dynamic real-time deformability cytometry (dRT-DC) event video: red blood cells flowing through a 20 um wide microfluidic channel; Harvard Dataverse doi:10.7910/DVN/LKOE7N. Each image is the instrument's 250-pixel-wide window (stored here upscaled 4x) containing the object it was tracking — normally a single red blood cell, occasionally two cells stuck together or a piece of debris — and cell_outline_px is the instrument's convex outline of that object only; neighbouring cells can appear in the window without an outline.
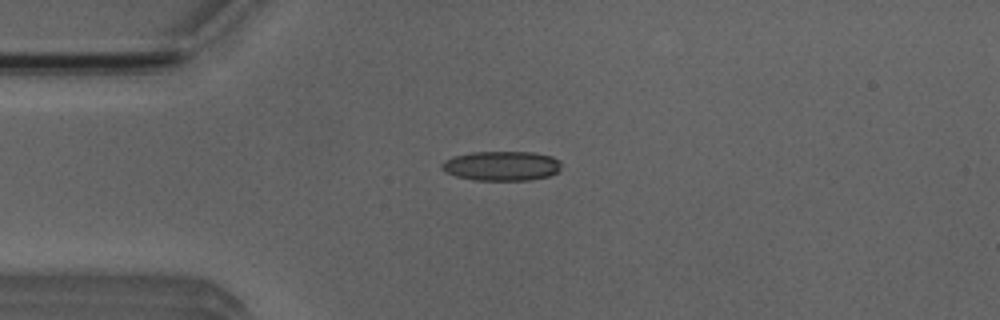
{"species": "Egyptian fruit bat (a non-hibernating species)", "species_latin": "Rousettus aegyptiacus", "temperature_condition": "room temperature", "stored_images_in_passage": 40, "camera_frame_rate_fps": 3000, "um_per_image_px": 0.085, "animal": {"sex": "male"}, "frame": {"image": 1, "passage_image": 1, "time_ms": 0.0, "image_size_px": [1000, 320], "cell_outline_px": [[560, 168], [556, 172], [548, 176], [532, 180], [476, 180], [456, 176], [444, 172], [440, 168], [440, 164], [444, 160], [452, 156], [472, 152], [532, 152], [552, 156], [560, 160]], "centroid_in_image_um": [42.6, 14.09], "position_along_channel_um": 42.4, "area_um2": 20.75}}
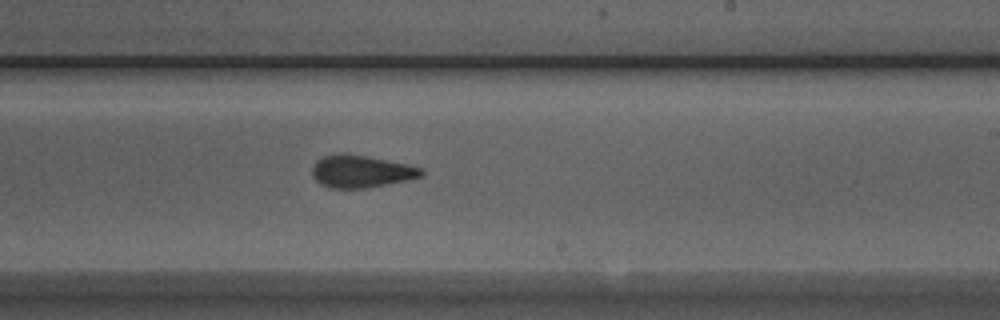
{"frame": {"image": 2, "passage_image": 19, "time_ms": 6.0, "image_size_px": [1000, 320], "cell_outline_px": [[424, 176], [408, 180], [368, 188], [328, 188], [320, 184], [312, 176], [312, 168], [316, 160], [324, 156], [340, 152], [344, 152], [368, 156], [408, 164], [420, 168], [424, 172]], "centroid_in_image_um": [30.68, 14.56], "position_along_channel_um": 258.3, "area_um2": 20.92}}
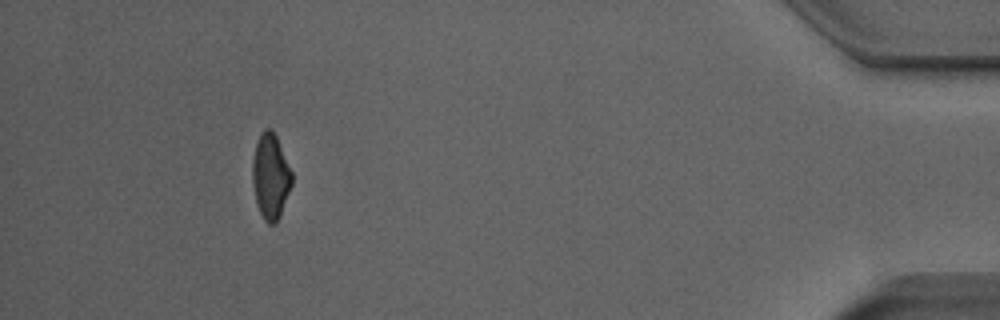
{"frame": {"image": 3, "passage_image": 36, "time_ms": 11.667, "image_size_px": [1000, 320], "cell_outline_px": [[292, 184], [280, 216], [276, 224], [268, 224], [264, 220], [260, 212], [256, 200], [252, 180], [252, 160], [256, 144], [260, 132], [264, 128], [272, 128], [276, 136], [292, 172]], "centroid_in_image_um": [22.99, 14.98], "position_along_channel_um": 412.2, "area_um2": 19.59}, "authors_computed_cell_mechanics": {"area_um2": 20.6924, "velocity_mm_per_s": 3.9195, "shape_relaxation_time_tau1_ms": 8.5645, "shape_relaxation_time_tau2_ms": 2.3239, "deformation_change_tau1": 0.178, "deformation_change_tau2": 0.0983}}